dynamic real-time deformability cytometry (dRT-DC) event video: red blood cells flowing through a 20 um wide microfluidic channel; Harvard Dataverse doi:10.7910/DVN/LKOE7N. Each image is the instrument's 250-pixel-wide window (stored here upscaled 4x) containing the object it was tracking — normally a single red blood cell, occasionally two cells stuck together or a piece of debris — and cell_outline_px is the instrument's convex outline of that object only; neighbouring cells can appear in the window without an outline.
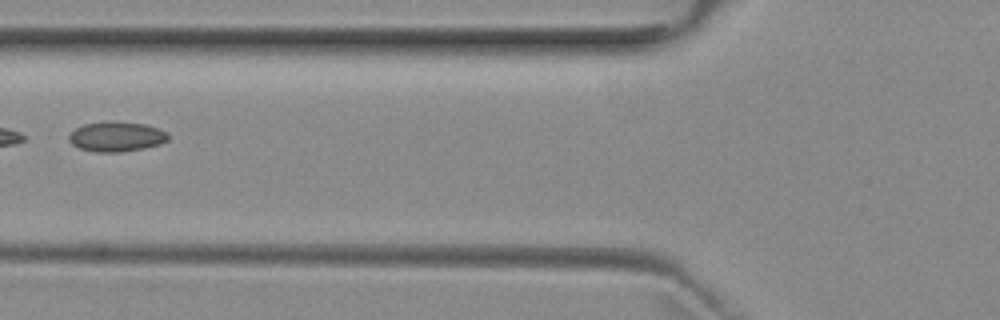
{"species": "common noctule bat (a hibernating species)", "species_latin": "Nyctalus noctula", "temperature_condition": "room temperature", "stored_images_in_passage": 6, "camera_frame_rate_fps": 3000, "um_per_image_px": 0.085, "animal": {"sex": "female", "body_mass_g": 29.2, "forearm_length_mm": 56.3}, "frame": {"image": 1, "passage_image": 5, "time_ms": 6.0, "image_size_px": [1000, 320], "cell_outline_px": [[168, 140], [160, 144], [144, 148], [120, 152], [96, 152], [80, 148], [72, 144], [68, 140], [68, 136], [76, 128], [84, 124], [108, 120], [116, 120], [144, 124], [160, 128], [168, 132]], "centroid_in_image_um": [9.91, 11.59], "position_along_channel_um": 115.9, "area_um2": 17.57}}
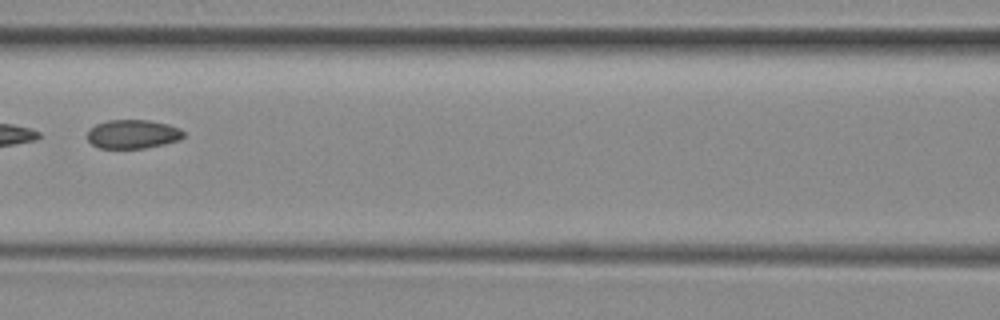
{"frame": {"image": 2, "passage_image": 6, "time_ms": 7.0, "image_size_px": [1000, 320], "cell_outline_px": [[184, 136], [180, 140], [164, 144], [144, 148], [100, 148], [92, 144], [88, 140], [88, 128], [96, 124], [108, 120], [148, 120], [168, 124], [180, 128], [184, 132]], "centroid_in_image_um": [11.29, 11.39], "position_along_channel_um": 155.3, "area_um2": 16.24}}